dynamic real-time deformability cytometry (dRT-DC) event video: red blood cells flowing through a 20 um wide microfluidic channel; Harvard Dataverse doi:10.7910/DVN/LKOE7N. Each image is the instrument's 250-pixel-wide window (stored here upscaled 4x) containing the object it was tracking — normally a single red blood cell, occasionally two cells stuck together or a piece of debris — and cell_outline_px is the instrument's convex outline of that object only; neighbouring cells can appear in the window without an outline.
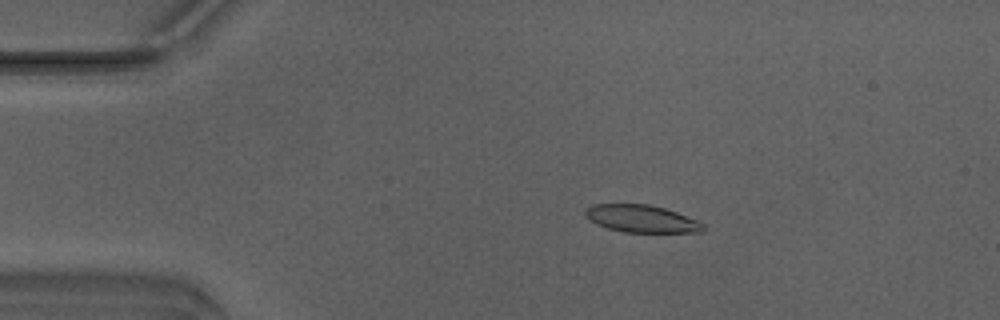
{"species": "Egyptian fruit bat (a non-hibernating species)", "species_latin": "Rousettus aegyptiacus", "temperature_condition": "warm", "stored_images_in_passage": 50, "camera_frame_rate_fps": 3000, "um_per_image_px": 0.085, "animal": {"sex": "male"}, "frame": {"image": 1, "passage_image": 10, "time_ms": 3.0, "image_size_px": [1000, 320], "cell_outline_px": [[704, 232], [624, 232], [608, 228], [596, 224], [588, 220], [584, 212], [592, 204], [648, 204], [664, 208], [700, 220], [704, 224]], "centroid_in_image_um": [54.55, 18.59], "position_along_channel_um": 30.4, "area_um2": 18.9}}
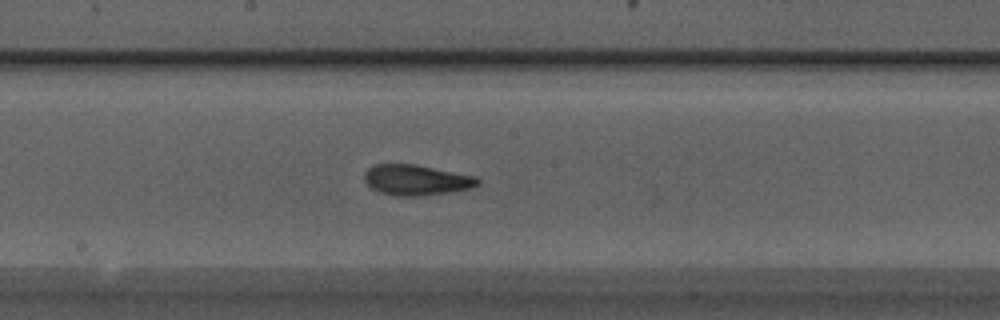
{"frame": {"image": 2, "passage_image": 27, "time_ms": 8.667, "image_size_px": [1000, 320], "cell_outline_px": [[480, 184], [472, 188], [448, 192], [420, 196], [396, 196], [380, 192], [372, 188], [364, 180], [364, 172], [368, 168], [376, 164], [416, 164], [476, 176], [480, 180]], "centroid_in_image_um": [35.4, 15.29], "position_along_channel_um": 212.8, "area_um2": 20.23}}
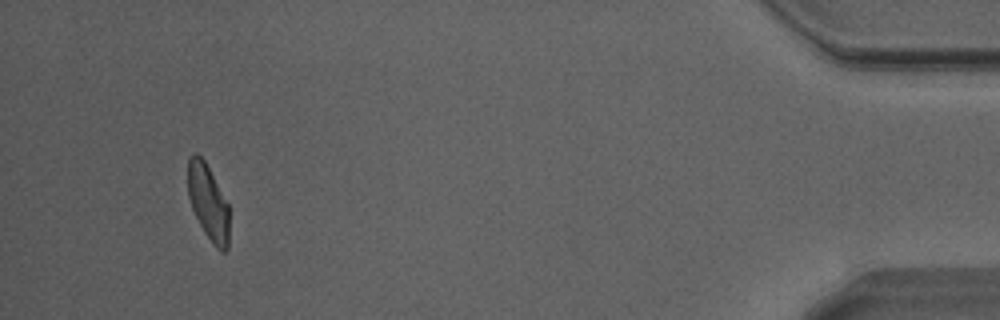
{"frame": {"image": 3, "passage_image": 47, "time_ms": 15.333, "image_size_px": [1000, 320], "cell_outline_px": [[228, 248], [224, 252], [220, 252], [212, 244], [204, 232], [192, 208], [188, 196], [188, 156], [196, 152], [204, 160], [228, 204]], "centroid_in_image_um": [17.68, 17.21], "position_along_channel_um": 417.5, "area_um2": 18.03}, "authors_computed_cell_mechanics": {"area_um2": 19.7965, "velocity_mm_per_s": 4.1897, "shape_relaxation_time_tau1_ms": 3.1038, "shape_relaxation_time_tau2_ms": 1.7812, "deformation_change_tau1": 0.1727, "deformation_change_tau2": 0.1024}}